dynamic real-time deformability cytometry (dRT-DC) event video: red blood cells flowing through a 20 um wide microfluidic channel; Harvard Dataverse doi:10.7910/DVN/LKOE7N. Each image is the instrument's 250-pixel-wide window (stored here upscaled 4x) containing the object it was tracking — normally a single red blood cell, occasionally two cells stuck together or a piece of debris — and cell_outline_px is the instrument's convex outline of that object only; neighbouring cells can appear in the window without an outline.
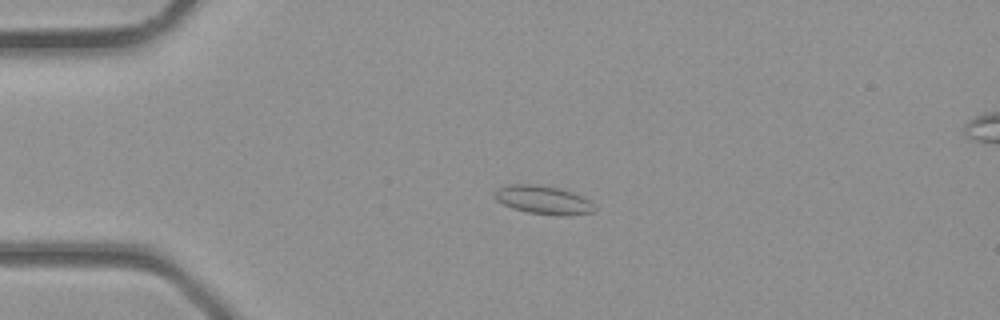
{"species": "common noctule bat (a hibernating species)", "species_latin": "Nyctalus noctula", "temperature_condition": "room temperature", "stored_images_in_passage": 38, "camera_frame_rate_fps": 3000, "um_per_image_px": 0.085, "animal": {"sex": "male", "body_mass_g": 23.1, "forearm_length_mm": 52.7}, "frame": {"image": 1, "passage_image": 9, "time_ms": 2.667, "image_size_px": [1000, 320], "cell_outline_px": [[596, 208], [592, 212], [564, 216], [560, 216], [528, 212], [512, 208], [496, 200], [492, 196], [492, 192], [496, 188], [508, 184], [540, 184], [560, 188], [572, 192], [588, 200]], "centroid_in_image_um": [46.1, 16.97], "position_along_channel_um": 38.9, "area_um2": 16.7}}
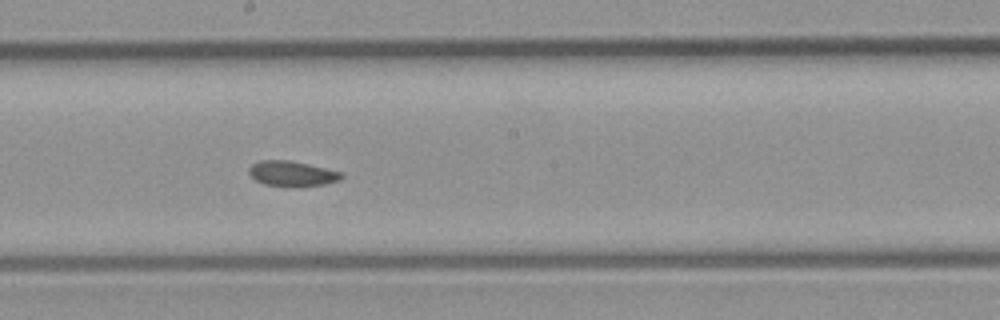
{"frame": {"image": 2, "passage_image": 21, "time_ms": 6.667, "image_size_px": [1000, 320], "cell_outline_px": [[344, 176], [340, 180], [324, 184], [296, 188], [288, 188], [264, 184], [256, 180], [248, 172], [248, 168], [252, 164], [260, 160], [288, 160], [308, 164], [340, 172]], "centroid_in_image_um": [24.8, 14.78], "position_along_channel_um": 223.4, "area_um2": 13.81}}
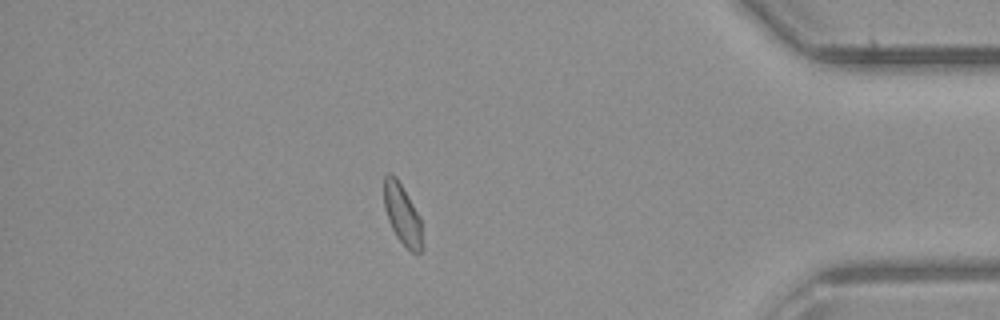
{"frame": {"image": 3, "passage_image": 33, "time_ms": 10.667, "image_size_px": [1000, 320], "cell_outline_px": [[424, 248], [420, 252], [412, 252], [396, 236], [388, 220], [384, 208], [384, 176], [388, 172], [392, 172], [396, 176], [420, 216]], "centroid_in_image_um": [34.2, 18.21], "position_along_channel_um": 401.0, "area_um2": 13.64}}